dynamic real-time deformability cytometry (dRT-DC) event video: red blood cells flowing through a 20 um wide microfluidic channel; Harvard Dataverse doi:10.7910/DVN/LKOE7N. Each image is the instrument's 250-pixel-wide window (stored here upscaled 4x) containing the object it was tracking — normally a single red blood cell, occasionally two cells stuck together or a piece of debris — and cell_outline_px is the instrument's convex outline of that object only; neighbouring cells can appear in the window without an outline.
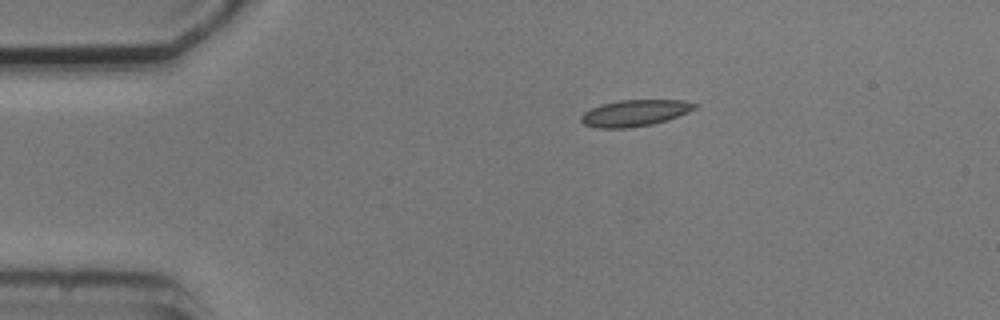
{"species": "common noctule bat (a hibernating species)", "species_latin": "Nyctalus noctula", "temperature_condition": "cold", "stored_images_in_passage": 3, "camera_frame_rate_fps": 3000, "um_per_image_px": 0.085, "animal": {"sex": "male", "body_mass_g": 20.5, "forearm_length_mm": 52.5}, "frame": {"image": 1, "passage_image": 1, "time_ms": 0.0, "image_size_px": [1000, 320], "cell_outline_px": [[700, 104], [696, 108], [688, 112], [652, 124], [628, 128], [596, 128], [584, 124], [580, 120], [580, 116], [584, 112], [600, 104], [620, 100], [684, 100]], "centroid_in_image_um": [53.94, 9.6], "position_along_channel_um": 31.1, "area_um2": 17.46}}
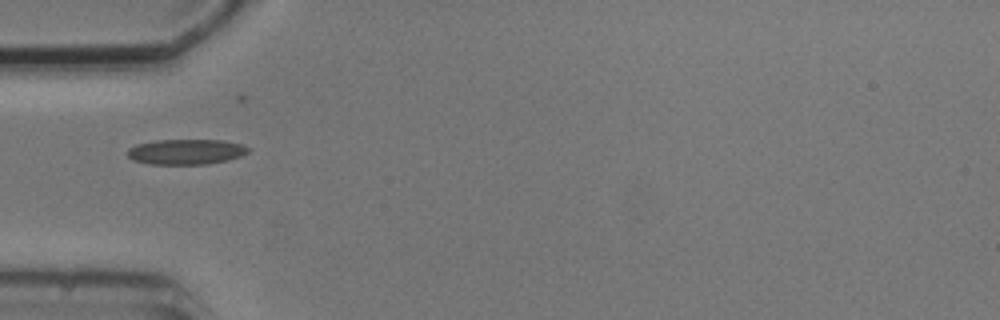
{"frame": {"image": 2, "passage_image": 3, "time_ms": 2.333, "image_size_px": [1000, 320], "cell_outline_px": [[252, 148], [248, 152], [240, 156], [208, 164], [148, 164], [132, 160], [128, 156], [128, 148], [136, 144], [156, 140], [220, 140], [240, 144]], "centroid_in_image_um": [15.78, 12.9], "position_along_channel_um": 69.2, "area_um2": 17.74}}